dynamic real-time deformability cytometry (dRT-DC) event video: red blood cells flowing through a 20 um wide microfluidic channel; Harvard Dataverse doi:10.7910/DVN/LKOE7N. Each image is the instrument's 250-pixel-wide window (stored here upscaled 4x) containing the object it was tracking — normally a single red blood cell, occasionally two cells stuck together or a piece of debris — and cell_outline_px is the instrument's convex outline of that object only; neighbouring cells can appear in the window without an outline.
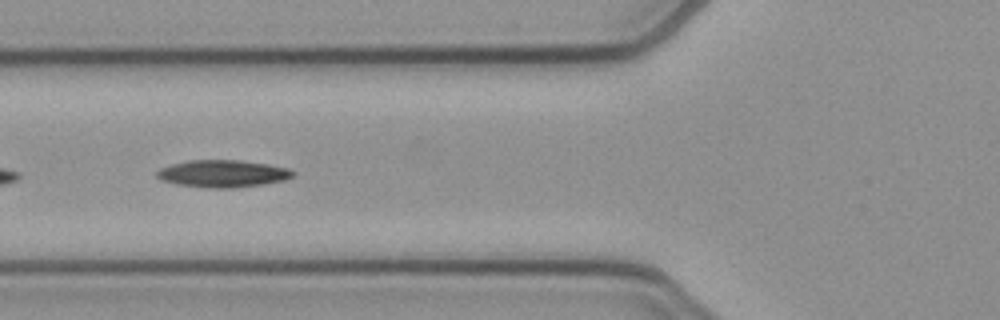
{"species": "common noctule bat (a hibernating species)", "species_latin": "Nyctalus noctula", "temperature_condition": "cold", "stored_images_in_passage": 26, "camera_frame_rate_fps": 3000, "um_per_image_px": 0.085, "animal": {"sex": "female", "body_mass_g": 21.9}, "frame": {"image": 1, "passage_image": 19, "time_ms": 6.0, "image_size_px": [1000, 320], "cell_outline_px": [[296, 172], [292, 176], [284, 180], [260, 184], [232, 188], [208, 188], [176, 184], [160, 180], [156, 176], [156, 172], [160, 168], [172, 164], [188, 160], [240, 160], [268, 164], [288, 168]], "centroid_in_image_um": [18.9, 14.75], "position_along_channel_um": 106.9, "area_um2": 21.56}}